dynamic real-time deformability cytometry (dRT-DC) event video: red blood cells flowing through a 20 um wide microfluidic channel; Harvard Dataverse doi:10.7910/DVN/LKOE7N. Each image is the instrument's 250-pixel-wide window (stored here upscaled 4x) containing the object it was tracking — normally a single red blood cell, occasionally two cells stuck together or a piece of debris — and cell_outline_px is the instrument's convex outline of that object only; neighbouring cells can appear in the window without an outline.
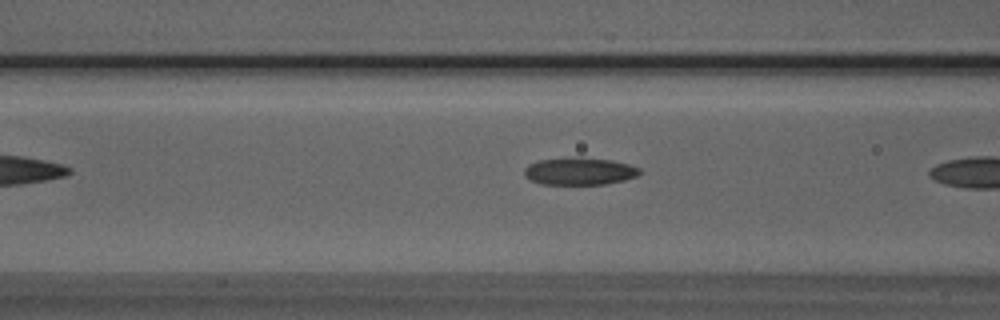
{"species": "Egyptian fruit bat (a non-hibernating species)", "species_latin": "Rousettus aegyptiacus", "temperature_condition": "room temperature", "stored_images_in_passage": 4, "camera_frame_rate_fps": 3000, "um_per_image_px": 0.085, "animal": {"sex": "male"}, "frame": {"image": 1, "passage_image": 4, "time_ms": 3.667, "image_size_px": [1000, 320], "cell_outline_px": [[640, 172], [636, 176], [624, 180], [604, 184], [540, 184], [524, 176], [524, 168], [528, 164], [540, 160], [580, 156], [612, 160], [628, 164], [640, 168]], "centroid_in_image_um": [49.24, 14.54], "position_along_channel_um": 117.4, "area_um2": 18.5}}